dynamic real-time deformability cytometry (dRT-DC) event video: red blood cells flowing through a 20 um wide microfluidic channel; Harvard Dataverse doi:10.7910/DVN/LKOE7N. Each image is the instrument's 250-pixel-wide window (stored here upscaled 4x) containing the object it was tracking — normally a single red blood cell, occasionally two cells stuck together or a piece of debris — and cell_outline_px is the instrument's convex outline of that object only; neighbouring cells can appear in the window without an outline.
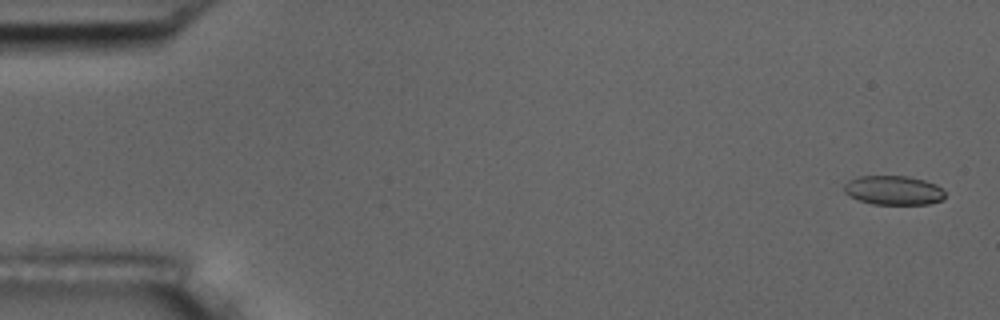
{"species": "common noctule bat (a hibernating species)", "species_latin": "Nyctalus noctula", "temperature_condition": "room temperature", "stored_images_in_passage": 56, "camera_frame_rate_fps": 3000, "um_per_image_px": 0.085, "animal": {"sex": "male", "body_mass_g": 17.5, "forearm_length_mm": 52.3}, "frame": {"image": 1, "passage_image": 2, "time_ms": 0.333, "image_size_px": [1000, 320], "cell_outline_px": [[944, 200], [928, 204], [872, 204], [860, 200], [844, 192], [844, 184], [848, 180], [860, 176], [908, 176], [924, 180], [936, 184], [944, 192]], "centroid_in_image_um": [75.96, 16.17], "position_along_channel_um": 9.0, "area_um2": 17.11}}
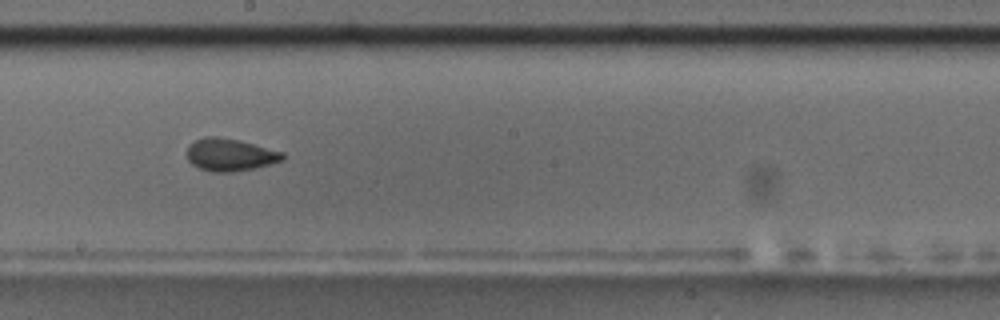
{"frame": {"image": 2, "passage_image": 31, "time_ms": 10.0, "image_size_px": [1000, 320], "cell_outline_px": [[284, 160], [256, 168], [228, 172], [212, 172], [200, 168], [192, 164], [188, 160], [184, 152], [188, 144], [204, 136], [216, 136], [240, 140], [284, 152]], "centroid_in_image_um": [19.52, 13.14], "position_along_channel_um": 228.7, "area_um2": 18.38}}
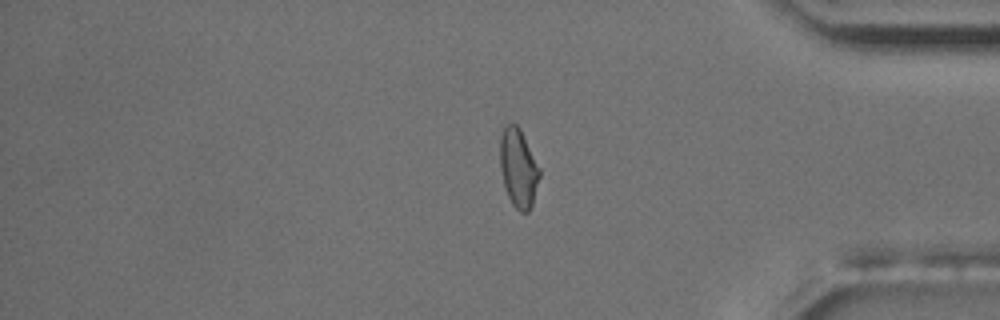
{"frame": {"image": 3, "passage_image": 46, "time_ms": 15.0, "image_size_px": [1000, 320], "cell_outline_px": [[540, 176], [532, 204], [528, 212], [520, 212], [512, 204], [508, 196], [504, 184], [500, 168], [500, 136], [504, 124], [516, 124], [520, 128], [540, 168]], "centroid_in_image_um": [44.05, 14.26], "position_along_channel_um": 391.1, "area_um2": 18.09}}